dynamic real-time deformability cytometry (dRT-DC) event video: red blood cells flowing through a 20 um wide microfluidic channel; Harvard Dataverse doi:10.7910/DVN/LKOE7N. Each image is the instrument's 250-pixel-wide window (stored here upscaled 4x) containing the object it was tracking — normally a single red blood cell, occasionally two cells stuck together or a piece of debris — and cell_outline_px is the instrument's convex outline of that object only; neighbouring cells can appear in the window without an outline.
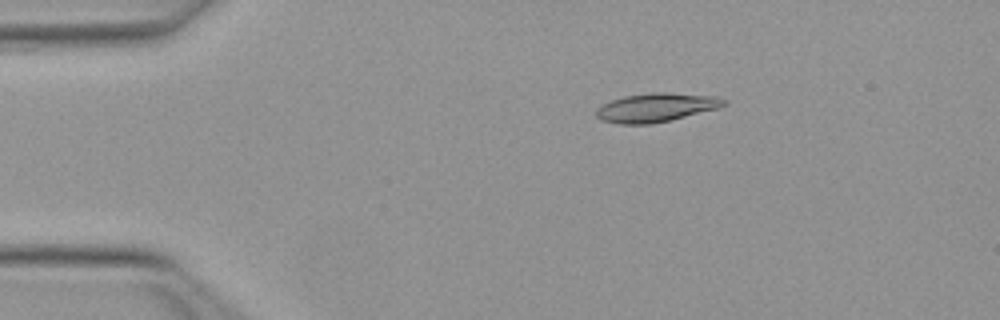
{"species": "Egyptian fruit bat (a non-hibernating species)", "species_latin": "Rousettus aegyptiacus", "temperature_condition": "warm", "stored_images_in_passage": 46, "camera_frame_rate_fps": 3000, "um_per_image_px": 0.085, "animal": {"sex": "female"}, "frame": {"image": 1, "passage_image": 5, "time_ms": 1.333, "image_size_px": [1000, 320], "cell_outline_px": [[728, 104], [720, 108], [652, 124], [620, 124], [600, 120], [596, 116], [596, 108], [612, 100], [624, 96], [652, 92], [668, 92], [716, 96], [728, 100]], "centroid_in_image_um": [55.81, 9.13], "position_along_channel_um": 29.2, "area_um2": 21.56}}
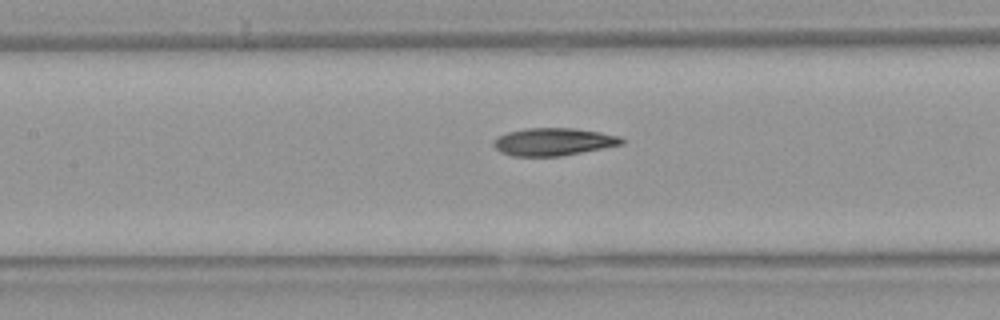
{"frame": {"image": 2, "passage_image": 19, "time_ms": 6.0, "image_size_px": [1000, 320], "cell_outline_px": [[624, 144], [560, 156], [512, 156], [500, 152], [492, 144], [492, 140], [508, 132], [524, 128], [572, 128], [600, 132], [620, 136], [624, 140]], "centroid_in_image_um": [47.02, 12.05], "position_along_channel_um": 160.4, "area_um2": 20.58}}
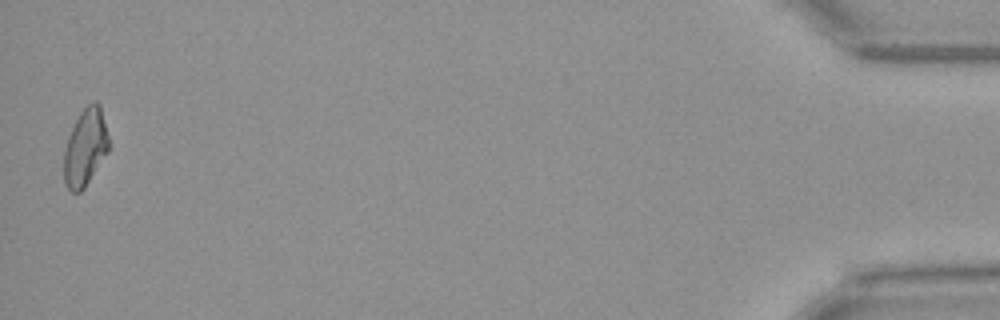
{"frame": {"image": 3, "passage_image": 46, "time_ms": 15.0, "image_size_px": [1000, 320], "cell_outline_px": [[108, 152], [84, 188], [80, 192], [72, 192], [64, 184], [64, 152], [68, 136], [80, 112], [92, 100], [96, 100], [100, 104], [108, 136]], "centroid_in_image_um": [7.25, 12.52], "position_along_channel_um": 428.0, "area_um2": 20.06}, "authors_computed_cell_mechanics": {"area_um2": 20.6924, "velocity_mm_per_s": 4.0268, "shape_relaxation_time_tau1_ms": 6.5377, "shape_relaxation_time_tau2_ms": 4.594, "deformation_change_tau1": 0.2186, "deformation_change_tau2": 0.1395}}